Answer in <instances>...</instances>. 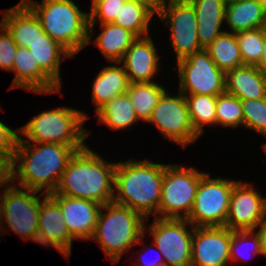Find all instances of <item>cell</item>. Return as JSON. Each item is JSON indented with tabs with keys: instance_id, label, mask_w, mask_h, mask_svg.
I'll return each instance as SVG.
<instances>
[{
	"instance_id": "6da1fadb",
	"label": "cell",
	"mask_w": 266,
	"mask_h": 266,
	"mask_svg": "<svg viewBox=\"0 0 266 266\" xmlns=\"http://www.w3.org/2000/svg\"><path fill=\"white\" fill-rule=\"evenodd\" d=\"M76 152L75 147L63 144L18 141L13 158V181L17 180V186L24 189L53 194Z\"/></svg>"
},
{
	"instance_id": "7a4b0ae2",
	"label": "cell",
	"mask_w": 266,
	"mask_h": 266,
	"mask_svg": "<svg viewBox=\"0 0 266 266\" xmlns=\"http://www.w3.org/2000/svg\"><path fill=\"white\" fill-rule=\"evenodd\" d=\"M117 162H108L87 145L70 159L53 194L83 198L104 205L113 201Z\"/></svg>"
},
{
	"instance_id": "3957f363",
	"label": "cell",
	"mask_w": 266,
	"mask_h": 266,
	"mask_svg": "<svg viewBox=\"0 0 266 266\" xmlns=\"http://www.w3.org/2000/svg\"><path fill=\"white\" fill-rule=\"evenodd\" d=\"M165 164L145 160L118 162L113 201L142 215L158 217ZM116 193V194H115Z\"/></svg>"
},
{
	"instance_id": "277c9868",
	"label": "cell",
	"mask_w": 266,
	"mask_h": 266,
	"mask_svg": "<svg viewBox=\"0 0 266 266\" xmlns=\"http://www.w3.org/2000/svg\"><path fill=\"white\" fill-rule=\"evenodd\" d=\"M37 16L44 32L73 57L87 46L89 13L79 9L73 0H21Z\"/></svg>"
},
{
	"instance_id": "5b68a950",
	"label": "cell",
	"mask_w": 266,
	"mask_h": 266,
	"mask_svg": "<svg viewBox=\"0 0 266 266\" xmlns=\"http://www.w3.org/2000/svg\"><path fill=\"white\" fill-rule=\"evenodd\" d=\"M146 221L129 207L114 201L108 202L100 209L91 240L100 245L113 264L119 263L124 252L144 240Z\"/></svg>"
},
{
	"instance_id": "8992f818",
	"label": "cell",
	"mask_w": 266,
	"mask_h": 266,
	"mask_svg": "<svg viewBox=\"0 0 266 266\" xmlns=\"http://www.w3.org/2000/svg\"><path fill=\"white\" fill-rule=\"evenodd\" d=\"M88 118L83 111L66 106L45 110L19 128V134L27 140L19 136L18 141L57 143L81 150L86 146L85 139L91 134L83 127Z\"/></svg>"
},
{
	"instance_id": "52a82bcc",
	"label": "cell",
	"mask_w": 266,
	"mask_h": 266,
	"mask_svg": "<svg viewBox=\"0 0 266 266\" xmlns=\"http://www.w3.org/2000/svg\"><path fill=\"white\" fill-rule=\"evenodd\" d=\"M205 174L193 167L165 164L158 217L187 219L194 205L198 184Z\"/></svg>"
},
{
	"instance_id": "ba28073f",
	"label": "cell",
	"mask_w": 266,
	"mask_h": 266,
	"mask_svg": "<svg viewBox=\"0 0 266 266\" xmlns=\"http://www.w3.org/2000/svg\"><path fill=\"white\" fill-rule=\"evenodd\" d=\"M24 189L16 185L5 189L1 194L2 224L1 234L7 226L24 240L37 242L39 211L42 192ZM37 194V195H36ZM44 195V196H42ZM5 224V225H4Z\"/></svg>"
},
{
	"instance_id": "9c48e42d",
	"label": "cell",
	"mask_w": 266,
	"mask_h": 266,
	"mask_svg": "<svg viewBox=\"0 0 266 266\" xmlns=\"http://www.w3.org/2000/svg\"><path fill=\"white\" fill-rule=\"evenodd\" d=\"M237 182L231 178H211L206 173L198 184L187 220L194 227L225 226L232 189Z\"/></svg>"
},
{
	"instance_id": "30bf717a",
	"label": "cell",
	"mask_w": 266,
	"mask_h": 266,
	"mask_svg": "<svg viewBox=\"0 0 266 266\" xmlns=\"http://www.w3.org/2000/svg\"><path fill=\"white\" fill-rule=\"evenodd\" d=\"M146 231L162 254L164 266H191L194 226L187 219L154 217Z\"/></svg>"
},
{
	"instance_id": "8fae6325",
	"label": "cell",
	"mask_w": 266,
	"mask_h": 266,
	"mask_svg": "<svg viewBox=\"0 0 266 266\" xmlns=\"http://www.w3.org/2000/svg\"><path fill=\"white\" fill-rule=\"evenodd\" d=\"M173 69L178 70L179 91L184 95H212L225 93L226 73L219 69L206 50L180 59Z\"/></svg>"
},
{
	"instance_id": "7c38bea8",
	"label": "cell",
	"mask_w": 266,
	"mask_h": 266,
	"mask_svg": "<svg viewBox=\"0 0 266 266\" xmlns=\"http://www.w3.org/2000/svg\"><path fill=\"white\" fill-rule=\"evenodd\" d=\"M152 123L165 139L186 147L200 137L193 129L185 95L178 90L170 95L166 90L147 121Z\"/></svg>"
},
{
	"instance_id": "4fadbf2b",
	"label": "cell",
	"mask_w": 266,
	"mask_h": 266,
	"mask_svg": "<svg viewBox=\"0 0 266 266\" xmlns=\"http://www.w3.org/2000/svg\"><path fill=\"white\" fill-rule=\"evenodd\" d=\"M156 9V15L171 30L170 39L176 55V62L203 50L197 35L196 14L190 2L168 3Z\"/></svg>"
},
{
	"instance_id": "5bb4252c",
	"label": "cell",
	"mask_w": 266,
	"mask_h": 266,
	"mask_svg": "<svg viewBox=\"0 0 266 266\" xmlns=\"http://www.w3.org/2000/svg\"><path fill=\"white\" fill-rule=\"evenodd\" d=\"M253 183L238 181L232 189L225 226L233 231L257 230L262 227L266 197Z\"/></svg>"
},
{
	"instance_id": "9a60e30c",
	"label": "cell",
	"mask_w": 266,
	"mask_h": 266,
	"mask_svg": "<svg viewBox=\"0 0 266 266\" xmlns=\"http://www.w3.org/2000/svg\"><path fill=\"white\" fill-rule=\"evenodd\" d=\"M232 230L226 226L194 227L191 266H226Z\"/></svg>"
},
{
	"instance_id": "2e32d148",
	"label": "cell",
	"mask_w": 266,
	"mask_h": 266,
	"mask_svg": "<svg viewBox=\"0 0 266 266\" xmlns=\"http://www.w3.org/2000/svg\"><path fill=\"white\" fill-rule=\"evenodd\" d=\"M39 229L37 243L43 247H52L57 249L66 259H69L72 253V238L60 205L47 195L40 203L39 211Z\"/></svg>"
},
{
	"instance_id": "e0dca14e",
	"label": "cell",
	"mask_w": 266,
	"mask_h": 266,
	"mask_svg": "<svg viewBox=\"0 0 266 266\" xmlns=\"http://www.w3.org/2000/svg\"><path fill=\"white\" fill-rule=\"evenodd\" d=\"M61 207L64 222L73 239L91 240L101 204L66 195H50Z\"/></svg>"
},
{
	"instance_id": "ac0fdd59",
	"label": "cell",
	"mask_w": 266,
	"mask_h": 266,
	"mask_svg": "<svg viewBox=\"0 0 266 266\" xmlns=\"http://www.w3.org/2000/svg\"><path fill=\"white\" fill-rule=\"evenodd\" d=\"M160 56L151 35L138 37L126 51L120 63L130 83L154 82Z\"/></svg>"
},
{
	"instance_id": "d6986e66",
	"label": "cell",
	"mask_w": 266,
	"mask_h": 266,
	"mask_svg": "<svg viewBox=\"0 0 266 266\" xmlns=\"http://www.w3.org/2000/svg\"><path fill=\"white\" fill-rule=\"evenodd\" d=\"M11 72L15 77L10 89L23 88L38 94L59 93L61 89L40 69L26 47H18Z\"/></svg>"
},
{
	"instance_id": "ffe728a7",
	"label": "cell",
	"mask_w": 266,
	"mask_h": 266,
	"mask_svg": "<svg viewBox=\"0 0 266 266\" xmlns=\"http://www.w3.org/2000/svg\"><path fill=\"white\" fill-rule=\"evenodd\" d=\"M2 24L18 47L28 48L44 32L34 12L23 2L2 11Z\"/></svg>"
},
{
	"instance_id": "44dd1931",
	"label": "cell",
	"mask_w": 266,
	"mask_h": 266,
	"mask_svg": "<svg viewBox=\"0 0 266 266\" xmlns=\"http://www.w3.org/2000/svg\"><path fill=\"white\" fill-rule=\"evenodd\" d=\"M225 92L240 100L266 98V75L256 66L243 65L226 72Z\"/></svg>"
},
{
	"instance_id": "7402d4cb",
	"label": "cell",
	"mask_w": 266,
	"mask_h": 266,
	"mask_svg": "<svg viewBox=\"0 0 266 266\" xmlns=\"http://www.w3.org/2000/svg\"><path fill=\"white\" fill-rule=\"evenodd\" d=\"M196 18L197 35L202 49H206L220 34L225 21L226 0H191Z\"/></svg>"
},
{
	"instance_id": "603a6c76",
	"label": "cell",
	"mask_w": 266,
	"mask_h": 266,
	"mask_svg": "<svg viewBox=\"0 0 266 266\" xmlns=\"http://www.w3.org/2000/svg\"><path fill=\"white\" fill-rule=\"evenodd\" d=\"M225 24L231 33L264 28L266 7L258 0L226 2Z\"/></svg>"
},
{
	"instance_id": "cb8c5ba5",
	"label": "cell",
	"mask_w": 266,
	"mask_h": 266,
	"mask_svg": "<svg viewBox=\"0 0 266 266\" xmlns=\"http://www.w3.org/2000/svg\"><path fill=\"white\" fill-rule=\"evenodd\" d=\"M120 62L107 65L97 74L92 86V102L95 112L117 95L125 94L129 87V80ZM117 65V66H116Z\"/></svg>"
},
{
	"instance_id": "d4e9b609",
	"label": "cell",
	"mask_w": 266,
	"mask_h": 266,
	"mask_svg": "<svg viewBox=\"0 0 266 266\" xmlns=\"http://www.w3.org/2000/svg\"><path fill=\"white\" fill-rule=\"evenodd\" d=\"M28 49L40 69L61 89V62L73 56L46 33L40 35V38L30 44Z\"/></svg>"
},
{
	"instance_id": "484cf974",
	"label": "cell",
	"mask_w": 266,
	"mask_h": 266,
	"mask_svg": "<svg viewBox=\"0 0 266 266\" xmlns=\"http://www.w3.org/2000/svg\"><path fill=\"white\" fill-rule=\"evenodd\" d=\"M100 27L102 30L100 34L95 40L88 39L87 45L94 42L95 47L99 48L101 55L103 54L107 61L120 62L138 37L114 23L101 24Z\"/></svg>"
},
{
	"instance_id": "4316f807",
	"label": "cell",
	"mask_w": 266,
	"mask_h": 266,
	"mask_svg": "<svg viewBox=\"0 0 266 266\" xmlns=\"http://www.w3.org/2000/svg\"><path fill=\"white\" fill-rule=\"evenodd\" d=\"M157 14L154 0H126L114 24L133 32L137 37L149 35V24Z\"/></svg>"
},
{
	"instance_id": "83f0119b",
	"label": "cell",
	"mask_w": 266,
	"mask_h": 266,
	"mask_svg": "<svg viewBox=\"0 0 266 266\" xmlns=\"http://www.w3.org/2000/svg\"><path fill=\"white\" fill-rule=\"evenodd\" d=\"M95 115L100 124H105L114 132L132 127L139 120L126 93L112 98Z\"/></svg>"
},
{
	"instance_id": "f1b7e54d",
	"label": "cell",
	"mask_w": 266,
	"mask_h": 266,
	"mask_svg": "<svg viewBox=\"0 0 266 266\" xmlns=\"http://www.w3.org/2000/svg\"><path fill=\"white\" fill-rule=\"evenodd\" d=\"M205 50L209 53L216 66L225 73L243 66L235 33L225 30Z\"/></svg>"
},
{
	"instance_id": "f546056e",
	"label": "cell",
	"mask_w": 266,
	"mask_h": 266,
	"mask_svg": "<svg viewBox=\"0 0 266 266\" xmlns=\"http://www.w3.org/2000/svg\"><path fill=\"white\" fill-rule=\"evenodd\" d=\"M166 89L157 82L130 83L126 94L138 119L147 122Z\"/></svg>"
},
{
	"instance_id": "4dcf8cb0",
	"label": "cell",
	"mask_w": 266,
	"mask_h": 266,
	"mask_svg": "<svg viewBox=\"0 0 266 266\" xmlns=\"http://www.w3.org/2000/svg\"><path fill=\"white\" fill-rule=\"evenodd\" d=\"M194 131L200 136L204 126L216 125L217 96L185 95Z\"/></svg>"
},
{
	"instance_id": "1f68e13d",
	"label": "cell",
	"mask_w": 266,
	"mask_h": 266,
	"mask_svg": "<svg viewBox=\"0 0 266 266\" xmlns=\"http://www.w3.org/2000/svg\"><path fill=\"white\" fill-rule=\"evenodd\" d=\"M248 242V243H247ZM251 243V244H250ZM250 244V247L249 246ZM245 245V246H244ZM244 249H243V248ZM248 247L250 254L245 253V250ZM244 251H243V250ZM243 251V252H242ZM263 255V244H262V235L261 231L258 229L255 230H243V231H233L232 230V241L230 244V262L232 261H248L246 259H251V256ZM246 255V256H245Z\"/></svg>"
},
{
	"instance_id": "d6a6232c",
	"label": "cell",
	"mask_w": 266,
	"mask_h": 266,
	"mask_svg": "<svg viewBox=\"0 0 266 266\" xmlns=\"http://www.w3.org/2000/svg\"><path fill=\"white\" fill-rule=\"evenodd\" d=\"M216 125L237 128L243 126V110L241 100L231 94L223 93L217 96Z\"/></svg>"
},
{
	"instance_id": "836d02e7",
	"label": "cell",
	"mask_w": 266,
	"mask_h": 266,
	"mask_svg": "<svg viewBox=\"0 0 266 266\" xmlns=\"http://www.w3.org/2000/svg\"><path fill=\"white\" fill-rule=\"evenodd\" d=\"M243 65L257 66L263 51V28L235 33Z\"/></svg>"
},
{
	"instance_id": "e575fe53",
	"label": "cell",
	"mask_w": 266,
	"mask_h": 266,
	"mask_svg": "<svg viewBox=\"0 0 266 266\" xmlns=\"http://www.w3.org/2000/svg\"><path fill=\"white\" fill-rule=\"evenodd\" d=\"M126 0H91L89 12V39L93 38L95 24L114 23L117 14Z\"/></svg>"
},
{
	"instance_id": "d590c367",
	"label": "cell",
	"mask_w": 266,
	"mask_h": 266,
	"mask_svg": "<svg viewBox=\"0 0 266 266\" xmlns=\"http://www.w3.org/2000/svg\"><path fill=\"white\" fill-rule=\"evenodd\" d=\"M243 126L266 137V98L241 100Z\"/></svg>"
},
{
	"instance_id": "8d00e7d4",
	"label": "cell",
	"mask_w": 266,
	"mask_h": 266,
	"mask_svg": "<svg viewBox=\"0 0 266 266\" xmlns=\"http://www.w3.org/2000/svg\"><path fill=\"white\" fill-rule=\"evenodd\" d=\"M0 30V68L2 70L11 71L18 45L2 24H0Z\"/></svg>"
},
{
	"instance_id": "74e56055",
	"label": "cell",
	"mask_w": 266,
	"mask_h": 266,
	"mask_svg": "<svg viewBox=\"0 0 266 266\" xmlns=\"http://www.w3.org/2000/svg\"><path fill=\"white\" fill-rule=\"evenodd\" d=\"M16 130L0 121V156L14 157L19 140V128Z\"/></svg>"
},
{
	"instance_id": "f35d334b",
	"label": "cell",
	"mask_w": 266,
	"mask_h": 266,
	"mask_svg": "<svg viewBox=\"0 0 266 266\" xmlns=\"http://www.w3.org/2000/svg\"><path fill=\"white\" fill-rule=\"evenodd\" d=\"M13 158L0 156V189L3 188L2 192L12 186Z\"/></svg>"
},
{
	"instance_id": "ab89813d",
	"label": "cell",
	"mask_w": 266,
	"mask_h": 266,
	"mask_svg": "<svg viewBox=\"0 0 266 266\" xmlns=\"http://www.w3.org/2000/svg\"><path fill=\"white\" fill-rule=\"evenodd\" d=\"M148 249L150 251L153 248H148ZM155 249H156L155 250L156 252L158 251V255H159L160 258H156V259L155 258L154 259L148 258V259H146L145 258V256H146L145 253H147V252H144L143 254L139 253L140 254V256H139L140 258H137L136 263H137V261H139L138 263L139 264H143L144 266H164V260H163L162 254L160 253V251L158 250L157 247ZM156 257H158V256H156Z\"/></svg>"
},
{
	"instance_id": "60d3db41",
	"label": "cell",
	"mask_w": 266,
	"mask_h": 266,
	"mask_svg": "<svg viewBox=\"0 0 266 266\" xmlns=\"http://www.w3.org/2000/svg\"><path fill=\"white\" fill-rule=\"evenodd\" d=\"M263 74L266 75V29L263 28V51L261 55V60L256 66Z\"/></svg>"
},
{
	"instance_id": "b9f144b4",
	"label": "cell",
	"mask_w": 266,
	"mask_h": 266,
	"mask_svg": "<svg viewBox=\"0 0 266 266\" xmlns=\"http://www.w3.org/2000/svg\"><path fill=\"white\" fill-rule=\"evenodd\" d=\"M191 0H154L155 7H159L162 5H166L168 3H174V2H190Z\"/></svg>"
},
{
	"instance_id": "7bdbcfd3",
	"label": "cell",
	"mask_w": 266,
	"mask_h": 266,
	"mask_svg": "<svg viewBox=\"0 0 266 266\" xmlns=\"http://www.w3.org/2000/svg\"><path fill=\"white\" fill-rule=\"evenodd\" d=\"M263 244V256H266V233H261Z\"/></svg>"
},
{
	"instance_id": "ee69618b",
	"label": "cell",
	"mask_w": 266,
	"mask_h": 266,
	"mask_svg": "<svg viewBox=\"0 0 266 266\" xmlns=\"http://www.w3.org/2000/svg\"><path fill=\"white\" fill-rule=\"evenodd\" d=\"M259 230L261 231V233H266V208L264 212L262 227Z\"/></svg>"
},
{
	"instance_id": "f6af8a7d",
	"label": "cell",
	"mask_w": 266,
	"mask_h": 266,
	"mask_svg": "<svg viewBox=\"0 0 266 266\" xmlns=\"http://www.w3.org/2000/svg\"><path fill=\"white\" fill-rule=\"evenodd\" d=\"M1 225H2V202L0 196V232H1Z\"/></svg>"
},
{
	"instance_id": "bcb514c9",
	"label": "cell",
	"mask_w": 266,
	"mask_h": 266,
	"mask_svg": "<svg viewBox=\"0 0 266 266\" xmlns=\"http://www.w3.org/2000/svg\"><path fill=\"white\" fill-rule=\"evenodd\" d=\"M258 1L266 7V0H258Z\"/></svg>"
},
{
	"instance_id": "7dc6e473",
	"label": "cell",
	"mask_w": 266,
	"mask_h": 266,
	"mask_svg": "<svg viewBox=\"0 0 266 266\" xmlns=\"http://www.w3.org/2000/svg\"><path fill=\"white\" fill-rule=\"evenodd\" d=\"M262 149L266 153V144H262Z\"/></svg>"
},
{
	"instance_id": "c3c4849f",
	"label": "cell",
	"mask_w": 266,
	"mask_h": 266,
	"mask_svg": "<svg viewBox=\"0 0 266 266\" xmlns=\"http://www.w3.org/2000/svg\"><path fill=\"white\" fill-rule=\"evenodd\" d=\"M234 1H238V0H226V2H234Z\"/></svg>"
},
{
	"instance_id": "681fc988",
	"label": "cell",
	"mask_w": 266,
	"mask_h": 266,
	"mask_svg": "<svg viewBox=\"0 0 266 266\" xmlns=\"http://www.w3.org/2000/svg\"><path fill=\"white\" fill-rule=\"evenodd\" d=\"M134 265L136 266L137 264L136 263H134ZM137 266H144L143 264H138Z\"/></svg>"
}]
</instances>
